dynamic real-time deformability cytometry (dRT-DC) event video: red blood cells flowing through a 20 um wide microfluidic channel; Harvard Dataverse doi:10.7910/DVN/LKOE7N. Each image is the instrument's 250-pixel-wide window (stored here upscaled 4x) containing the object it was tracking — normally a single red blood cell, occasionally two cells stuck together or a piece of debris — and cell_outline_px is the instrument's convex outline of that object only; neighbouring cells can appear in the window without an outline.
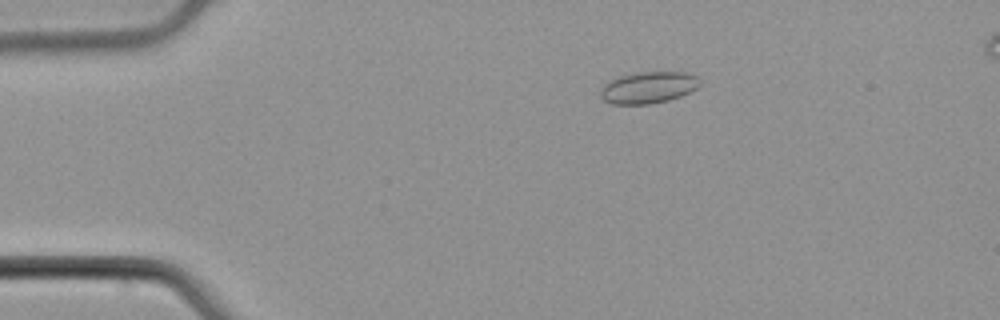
{"species": "common noctule bat (a hibernating species)", "species_latin": "Nyctalus noctula", "temperature_condition": "cold", "stored_images_in_passage": 52, "camera_frame_rate_fps": 3000, "um_per_image_px": 0.085, "animal": {"sex": "male", "body_mass_g": 21.5, "forearm_length_mm": 52.0}, "frame": {"image": 1, "passage_image": 9, "time_ms": 2.667, "image_size_px": [1000, 320], "cell_outline_px": [[700, 84], [696, 88], [680, 96], [668, 100], [652, 104], [612, 104], [604, 100], [600, 96], [600, 88], [604, 84], [620, 76], [636, 72], [688, 72], [696, 76], [700, 80]], "centroid_in_image_um": [55.1, 7.44], "position_along_channel_um": 29.9, "area_um2": 18.32}}
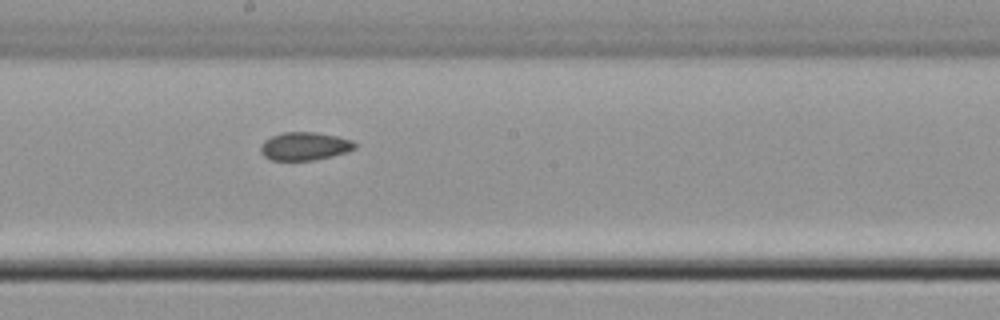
{"frame": {"image": 2, "passage_image": 28, "time_ms": 9.0, "image_size_px": [1000, 320], "cell_outline_px": [[356, 148], [348, 152], [332, 156], [312, 160], [272, 160], [264, 156], [260, 152], [260, 144], [264, 140], [280, 132], [316, 132], [336, 136], [352, 140], [356, 144]], "centroid_in_image_um": [25.88, 12.42], "position_along_channel_um": 222.3, "area_um2": 15.55}}
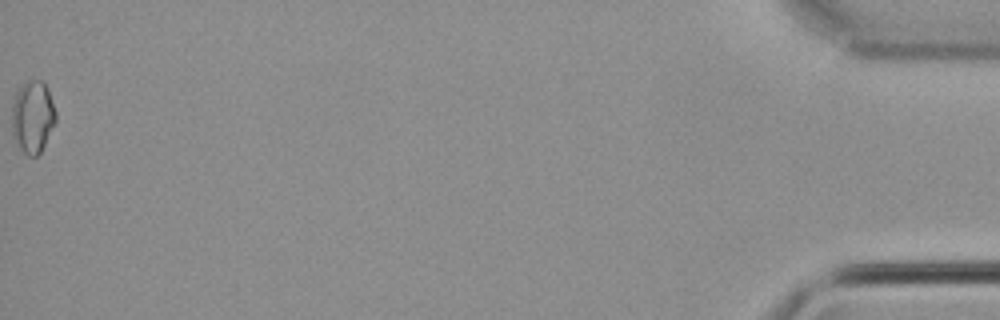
{"frame": {"image": 3, "passage_image": 52, "time_ms": 17.0, "image_size_px": [1000, 320], "cell_outline_px": [[56, 120], [40, 152], [36, 156], [28, 156], [20, 148], [12, 136], [12, 104], [16, 92], [28, 80], [44, 80], [48, 88], [56, 112]], "centroid_in_image_um": [2.77, 9.9], "position_along_channel_um": 432.4, "area_um2": 18.44}}